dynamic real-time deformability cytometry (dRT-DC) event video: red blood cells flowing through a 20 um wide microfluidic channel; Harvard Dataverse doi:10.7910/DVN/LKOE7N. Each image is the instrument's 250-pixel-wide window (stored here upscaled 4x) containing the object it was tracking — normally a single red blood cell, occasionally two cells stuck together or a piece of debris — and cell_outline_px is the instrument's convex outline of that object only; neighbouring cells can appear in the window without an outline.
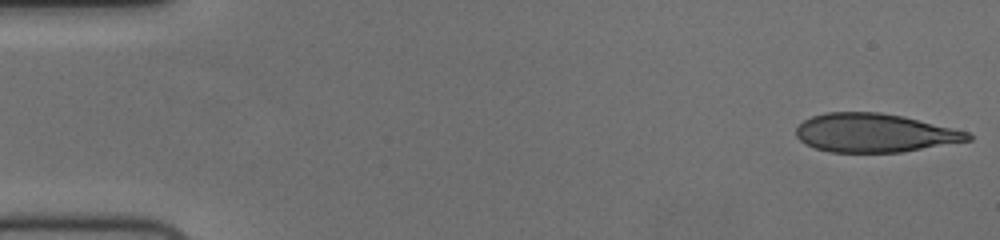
{"species": "human", "species_latin": "Homo sapiens", "temperature_condition": "cold", "stored_images_in_passage": 54, "camera_frame_rate_fps": 3000, "um_per_image_px": 0.085, "donor": {"sex": "female"}, "frame": {"image": 1, "passage_image": 1, "time_ms": 0.0, "image_size_px": [1000, 240], "cell_outline_px": [[972, 140], [900, 152], [828, 152], [804, 144], [796, 136], [796, 128], [804, 120], [812, 116], [824, 112], [880, 112], [904, 116], [968, 132], [972, 136]], "centroid_in_image_um": [74.3, 11.29], "position_along_channel_um": 10.7, "area_um2": 38.61}}
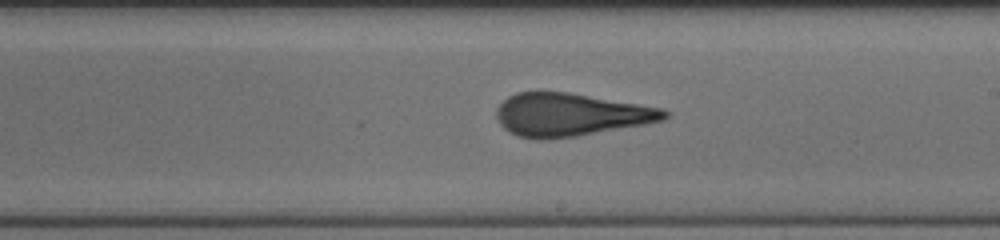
{"frame": {"image": 2, "passage_image": 31, "time_ms": 10.0, "image_size_px": [1000, 240], "cell_outline_px": [[668, 116], [664, 120], [644, 124], [576, 136], [548, 140], [536, 140], [516, 136], [504, 128], [500, 124], [496, 116], [496, 108], [508, 96], [516, 92], [568, 92], [664, 108], [668, 112]], "centroid_in_image_um": [48.46, 9.76], "position_along_channel_um": 240.5, "area_um2": 42.08}}
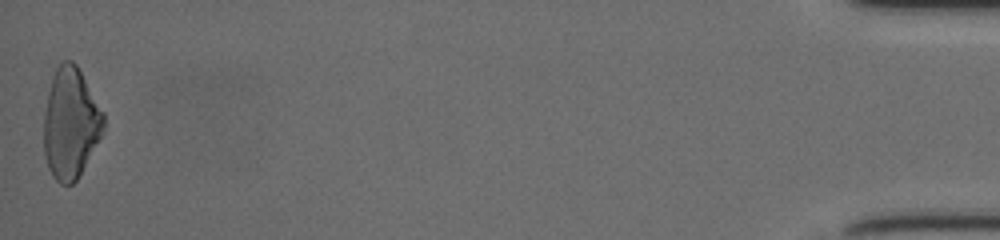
{"frame": {"image": 3, "passage_image": 54, "time_ms": 17.667, "image_size_px": [1000, 240], "cell_outline_px": [[104, 128], [100, 136], [76, 180], [72, 184], [60, 184], [52, 176], [48, 168], [44, 152], [44, 112], [48, 92], [52, 76], [56, 68], [64, 60], [72, 60], [76, 64], [104, 112]], "centroid_in_image_um": [5.98, 10.46], "position_along_channel_um": 429.2, "area_um2": 38.21}, "authors_computed_cell_mechanics": {"area_um2": 41.1536, "velocity_mm_per_s": 3.7507, "shape_relaxation_time_tau1_ms": 6.6465, "shape_relaxation_time_tau2_ms": 1.2604, "deformation_change_tau1": 0.2228, "deformation_change_tau2": 0.0919}}